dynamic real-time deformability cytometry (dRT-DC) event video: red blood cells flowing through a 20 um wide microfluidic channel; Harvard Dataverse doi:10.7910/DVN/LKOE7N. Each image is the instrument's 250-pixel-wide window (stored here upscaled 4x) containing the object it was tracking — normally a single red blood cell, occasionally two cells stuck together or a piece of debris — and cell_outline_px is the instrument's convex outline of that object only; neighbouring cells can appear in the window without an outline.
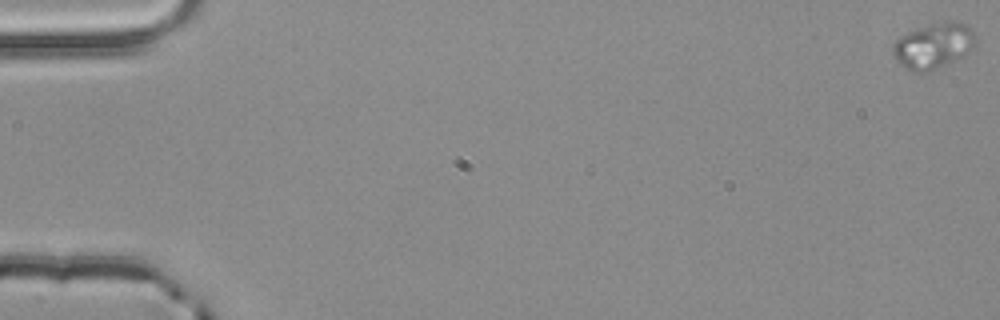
{"species": "common noctule bat (a hibernating species)", "species_latin": "Nyctalus noctula", "temperature_condition": "room temperature", "stored_images_in_passage": 3, "segment_of_instrument_passage": [1, 2], "camera_frame_rate_fps": 3000, "um_per_image_px": 0.085, "animal": {"sex": "male", "body_mass_g": 20.4}, "frame": {"image": 1, "passage_image": 1, "time_ms": 0.0, "image_size_px": [1000, 320], "cell_outline_px": [[976, 44], [964, 56], [936, 68], [924, 72], [912, 72], [904, 68], [896, 60], [892, 52], [892, 44], [900, 36], [908, 32], [944, 20], [952, 20], [964, 24], [972, 28], [976, 36]], "centroid_in_image_um": [79.35, 3.88], "position_along_channel_um": 5.6, "area_um2": 22.02}}